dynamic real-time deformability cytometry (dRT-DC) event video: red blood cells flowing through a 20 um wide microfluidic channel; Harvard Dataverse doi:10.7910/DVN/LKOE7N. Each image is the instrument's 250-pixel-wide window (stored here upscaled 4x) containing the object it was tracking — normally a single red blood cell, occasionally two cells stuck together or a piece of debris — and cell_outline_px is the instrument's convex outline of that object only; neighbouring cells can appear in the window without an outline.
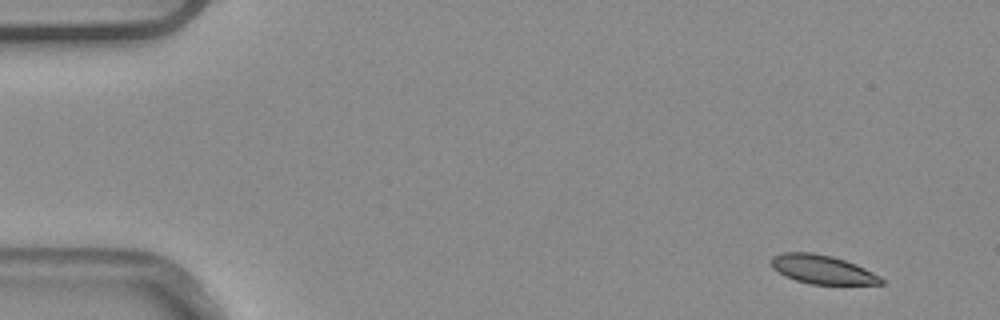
{"species": "common noctule bat (a hibernating species)", "species_latin": "Nyctalus noctula", "temperature_condition": "warm", "stored_images_in_passage": 4, "camera_frame_rate_fps": 3000, "um_per_image_px": 0.085, "animal": {"sex": "male", "body_mass_g": 20.4}, "frame": {"image": 1, "passage_image": 1, "time_ms": 0.0, "image_size_px": [1000, 320], "cell_outline_px": [[884, 284], [812, 284], [796, 280], [784, 276], [772, 268], [768, 260], [772, 256], [780, 252], [812, 252], [832, 256], [856, 264], [880, 276], [884, 280]], "centroid_in_image_um": [69.84, 22.89], "position_along_channel_um": 15.2, "area_um2": 18.61}}
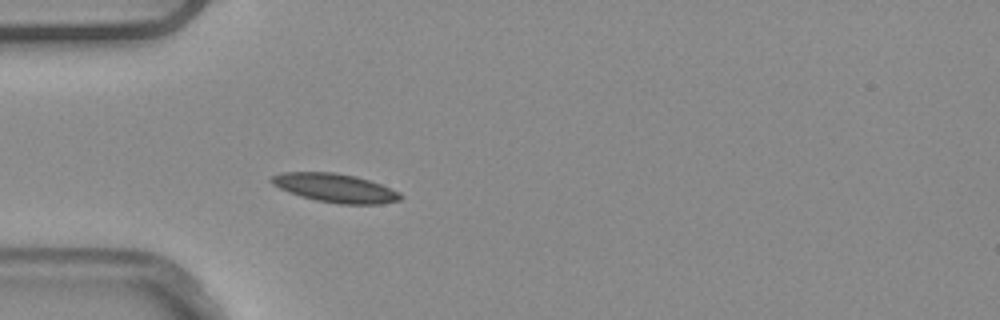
{"frame": {"image": 2, "passage_image": 4, "time_ms": 1.0, "image_size_px": [1000, 320], "cell_outline_px": [[404, 196], [400, 200], [380, 204], [340, 204], [316, 200], [300, 196], [288, 192], [272, 184], [268, 180], [272, 176], [284, 172], [332, 172], [356, 176], [380, 184], [400, 192]], "centroid_in_image_um": [28.49, 15.98], "position_along_channel_um": 56.5, "area_um2": 21.56}}